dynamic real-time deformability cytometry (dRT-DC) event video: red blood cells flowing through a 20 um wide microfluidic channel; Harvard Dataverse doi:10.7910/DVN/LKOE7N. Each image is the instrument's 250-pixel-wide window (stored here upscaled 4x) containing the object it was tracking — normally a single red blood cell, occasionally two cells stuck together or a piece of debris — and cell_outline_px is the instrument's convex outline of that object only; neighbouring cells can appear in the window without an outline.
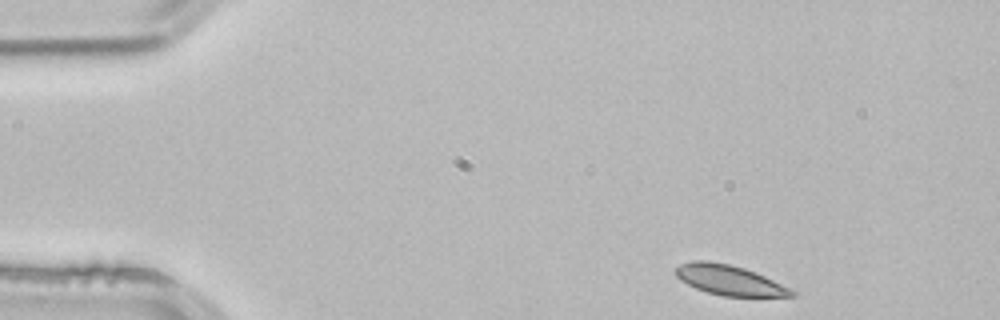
{"species": "common noctule bat (a hibernating species)", "species_latin": "Nyctalus noctula", "temperature_condition": "room temperature", "stored_images_in_passage": 4, "segment_of_instrument_passage": [2, 2], "camera_frame_rate_fps": 3000, "um_per_image_px": 0.085, "animal": {"sex": "male", "body_mass_g": 21.5, "forearm_length_mm": 52.0}, "frame": {"image": 1, "passage_image": 4, "time_ms": 1.0, "image_size_px": [1000, 320], "cell_outline_px": [[796, 296], [724, 296], [708, 292], [696, 288], [680, 280], [676, 276], [676, 268], [680, 264], [692, 260], [708, 260], [728, 264], [744, 268], [756, 272], [796, 292]], "centroid_in_image_um": [61.96, 23.8], "position_along_channel_um": 23.0, "area_um2": 20.0}}